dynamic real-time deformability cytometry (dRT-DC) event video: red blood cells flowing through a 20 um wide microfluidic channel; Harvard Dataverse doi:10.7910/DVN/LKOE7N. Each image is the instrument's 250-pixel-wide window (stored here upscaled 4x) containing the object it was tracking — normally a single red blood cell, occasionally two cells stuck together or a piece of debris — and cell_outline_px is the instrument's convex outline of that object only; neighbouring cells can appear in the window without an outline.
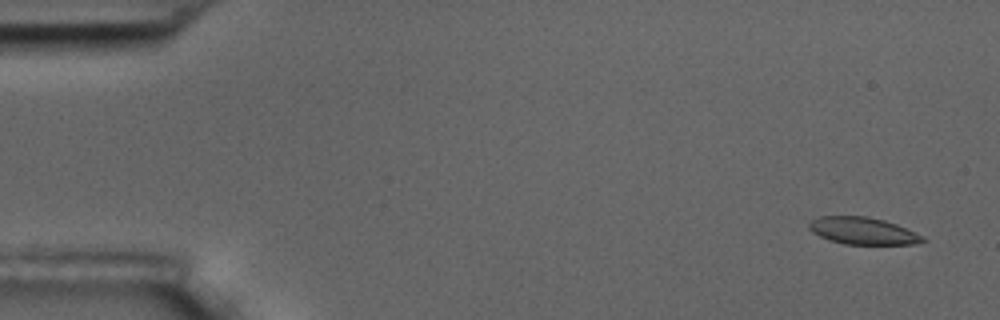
{"species": "common noctule bat (a hibernating species)", "species_latin": "Nyctalus noctula", "temperature_condition": "room temperature", "stored_images_in_passage": 4, "camera_frame_rate_fps": 3000, "um_per_image_px": 0.085, "animal": {"sex": "male", "body_mass_g": 17.5, "forearm_length_mm": 52.3}, "frame": {"image": 1, "passage_image": 1, "time_ms": 0.0, "image_size_px": [1000, 320], "cell_outline_px": [[928, 240], [916, 244], [844, 244], [828, 240], [812, 232], [808, 228], [808, 224], [812, 220], [820, 216], [868, 216], [884, 220], [896, 224], [924, 236]], "centroid_in_image_um": [73.35, 19.62], "position_along_channel_um": 11.7, "area_um2": 18.03}}